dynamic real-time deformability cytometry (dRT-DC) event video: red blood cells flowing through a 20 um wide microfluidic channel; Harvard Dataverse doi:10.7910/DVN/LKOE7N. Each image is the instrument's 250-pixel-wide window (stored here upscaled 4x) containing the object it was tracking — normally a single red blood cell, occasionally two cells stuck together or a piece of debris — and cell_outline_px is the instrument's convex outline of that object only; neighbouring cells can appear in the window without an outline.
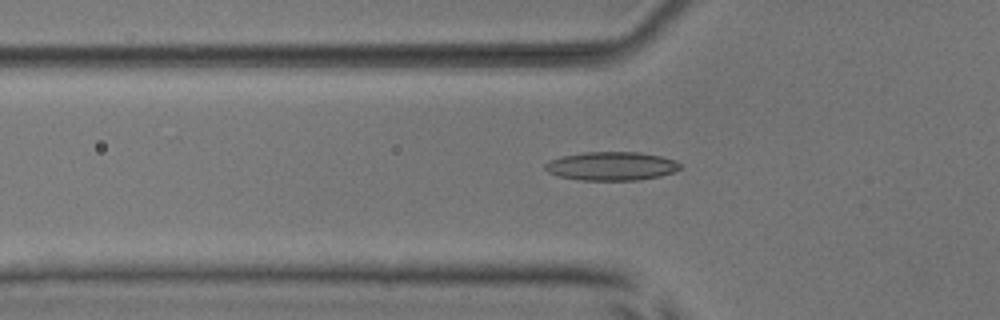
{"species": "common noctule bat (a hibernating species)", "species_latin": "Nyctalus noctula", "temperature_condition": "room temperature", "stored_images_in_passage": 52, "camera_frame_rate_fps": 3000, "um_per_image_px": 0.085, "animal": {"sex": "male", "body_mass_g": 17.9, "forearm_length_mm": 54.2}, "frame": {"image": 1, "passage_image": 18, "time_ms": 5.667, "image_size_px": [1000, 320], "cell_outline_px": [[680, 168], [672, 172], [660, 176], [640, 180], [580, 180], [556, 176], [548, 172], [544, 168], [544, 164], [552, 160], [564, 156], [584, 152], [640, 152], [660, 156], [676, 160], [680, 164]], "centroid_in_image_um": [51.97, 14.12], "position_along_channel_um": 73.8, "area_um2": 22.48}}
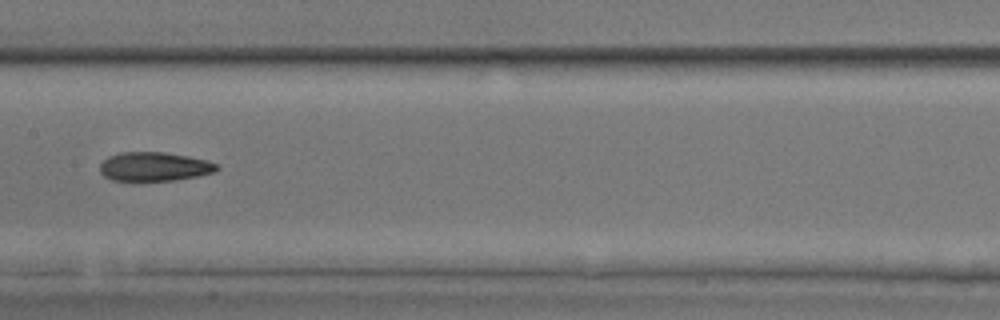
{"frame": {"image": 2, "passage_image": 27, "time_ms": 8.667, "image_size_px": [1000, 320], "cell_outline_px": [[220, 168], [216, 172], [176, 180], [112, 180], [104, 176], [100, 172], [100, 164], [108, 156], [120, 152], [164, 152], [188, 156], [220, 164]], "centroid_in_image_um": [13.13, 14.15], "position_along_channel_um": 194.3, "area_um2": 19.71}}
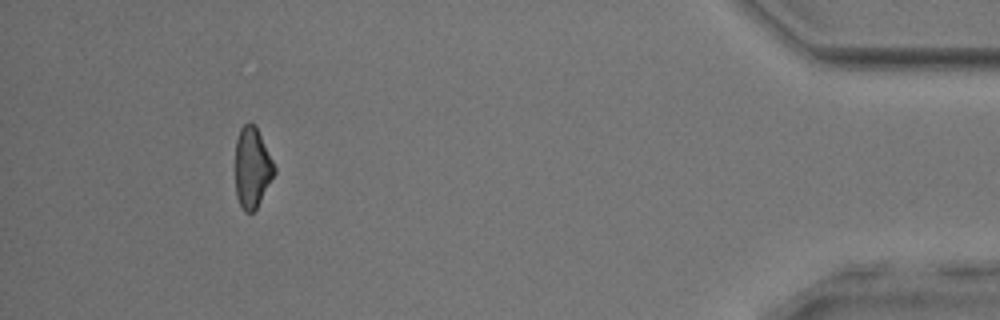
{"frame": {"image": 3, "passage_image": 48, "time_ms": 15.667, "image_size_px": [1000, 320], "cell_outline_px": [[276, 172], [256, 208], [252, 212], [244, 212], [236, 196], [236, 140], [240, 128], [248, 120], [252, 120], [256, 124], [276, 168]], "centroid_in_image_um": [21.44, 14.18], "position_along_channel_um": 413.8, "area_um2": 18.44}, "authors_computed_cell_mechanics": {"area_um2": 19.9988, "velocity_mm_per_s": 4.0128, "shape_relaxation_time_tau1_ms": null, "shape_relaxation_time_tau2_ms": 5.0803, "deformation_change_tau1": null, "deformation_change_tau2": 0.1343}}